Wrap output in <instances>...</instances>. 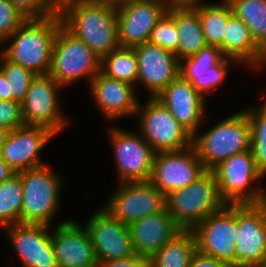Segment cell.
I'll return each mask as SVG.
<instances>
[{"instance_id": "6da1fadb", "label": "cell", "mask_w": 266, "mask_h": 267, "mask_svg": "<svg viewBox=\"0 0 266 267\" xmlns=\"http://www.w3.org/2000/svg\"><path fill=\"white\" fill-rule=\"evenodd\" d=\"M62 25L60 15L26 19L4 42L9 46L1 52L9 61L36 75L49 74L55 36ZM10 40V41H9Z\"/></svg>"}, {"instance_id": "7a4b0ae2", "label": "cell", "mask_w": 266, "mask_h": 267, "mask_svg": "<svg viewBox=\"0 0 266 267\" xmlns=\"http://www.w3.org/2000/svg\"><path fill=\"white\" fill-rule=\"evenodd\" d=\"M60 17L62 25L100 58L120 47L117 8L83 0Z\"/></svg>"}, {"instance_id": "3957f363", "label": "cell", "mask_w": 266, "mask_h": 267, "mask_svg": "<svg viewBox=\"0 0 266 267\" xmlns=\"http://www.w3.org/2000/svg\"><path fill=\"white\" fill-rule=\"evenodd\" d=\"M192 145L205 169L212 171L232 155L251 149V124L245 110L192 137Z\"/></svg>"}, {"instance_id": "277c9868", "label": "cell", "mask_w": 266, "mask_h": 267, "mask_svg": "<svg viewBox=\"0 0 266 267\" xmlns=\"http://www.w3.org/2000/svg\"><path fill=\"white\" fill-rule=\"evenodd\" d=\"M165 201L168 213L182 230H192L226 205L219 194L214 173L208 170L187 187L169 193Z\"/></svg>"}, {"instance_id": "5b68a950", "label": "cell", "mask_w": 266, "mask_h": 267, "mask_svg": "<svg viewBox=\"0 0 266 267\" xmlns=\"http://www.w3.org/2000/svg\"><path fill=\"white\" fill-rule=\"evenodd\" d=\"M212 172L226 204H259L266 201V191L256 185L264 175L257 168L251 149L232 155Z\"/></svg>"}, {"instance_id": "8992f818", "label": "cell", "mask_w": 266, "mask_h": 267, "mask_svg": "<svg viewBox=\"0 0 266 267\" xmlns=\"http://www.w3.org/2000/svg\"><path fill=\"white\" fill-rule=\"evenodd\" d=\"M49 167L43 165L17 173L23 186L21 223L49 226L58 212L62 180Z\"/></svg>"}, {"instance_id": "52a82bcc", "label": "cell", "mask_w": 266, "mask_h": 267, "mask_svg": "<svg viewBox=\"0 0 266 267\" xmlns=\"http://www.w3.org/2000/svg\"><path fill=\"white\" fill-rule=\"evenodd\" d=\"M101 58L63 25L55 36L49 75L63 88L78 79L91 80L100 72Z\"/></svg>"}, {"instance_id": "ba28073f", "label": "cell", "mask_w": 266, "mask_h": 267, "mask_svg": "<svg viewBox=\"0 0 266 267\" xmlns=\"http://www.w3.org/2000/svg\"><path fill=\"white\" fill-rule=\"evenodd\" d=\"M192 232L198 251L224 261L231 267L236 266L238 204H226L196 225Z\"/></svg>"}, {"instance_id": "9c48e42d", "label": "cell", "mask_w": 266, "mask_h": 267, "mask_svg": "<svg viewBox=\"0 0 266 267\" xmlns=\"http://www.w3.org/2000/svg\"><path fill=\"white\" fill-rule=\"evenodd\" d=\"M141 135L155 152L177 151L192 146V135L172 116L155 97L142 105L139 102Z\"/></svg>"}, {"instance_id": "30bf717a", "label": "cell", "mask_w": 266, "mask_h": 267, "mask_svg": "<svg viewBox=\"0 0 266 267\" xmlns=\"http://www.w3.org/2000/svg\"><path fill=\"white\" fill-rule=\"evenodd\" d=\"M107 200L103 209L126 225L166 208L165 195L150 181L122 182Z\"/></svg>"}, {"instance_id": "8fae6325", "label": "cell", "mask_w": 266, "mask_h": 267, "mask_svg": "<svg viewBox=\"0 0 266 267\" xmlns=\"http://www.w3.org/2000/svg\"><path fill=\"white\" fill-rule=\"evenodd\" d=\"M108 132L119 182L149 181L156 152L144 140L140 131L137 134L112 127Z\"/></svg>"}, {"instance_id": "7c38bea8", "label": "cell", "mask_w": 266, "mask_h": 267, "mask_svg": "<svg viewBox=\"0 0 266 267\" xmlns=\"http://www.w3.org/2000/svg\"><path fill=\"white\" fill-rule=\"evenodd\" d=\"M60 88L62 86L49 74L35 76L21 103L25 125L43 126L56 135L67 126L68 120L58 103Z\"/></svg>"}, {"instance_id": "4fadbf2b", "label": "cell", "mask_w": 266, "mask_h": 267, "mask_svg": "<svg viewBox=\"0 0 266 267\" xmlns=\"http://www.w3.org/2000/svg\"><path fill=\"white\" fill-rule=\"evenodd\" d=\"M206 171L192 145L177 151L156 152L149 181L167 196L187 187Z\"/></svg>"}, {"instance_id": "5bb4252c", "label": "cell", "mask_w": 266, "mask_h": 267, "mask_svg": "<svg viewBox=\"0 0 266 267\" xmlns=\"http://www.w3.org/2000/svg\"><path fill=\"white\" fill-rule=\"evenodd\" d=\"M236 266L256 267L266 257V201L238 204Z\"/></svg>"}, {"instance_id": "9a60e30c", "label": "cell", "mask_w": 266, "mask_h": 267, "mask_svg": "<svg viewBox=\"0 0 266 267\" xmlns=\"http://www.w3.org/2000/svg\"><path fill=\"white\" fill-rule=\"evenodd\" d=\"M90 217L85 228L91 238L98 265L135 255L128 225L121 223L102 208Z\"/></svg>"}, {"instance_id": "2e32d148", "label": "cell", "mask_w": 266, "mask_h": 267, "mask_svg": "<svg viewBox=\"0 0 266 267\" xmlns=\"http://www.w3.org/2000/svg\"><path fill=\"white\" fill-rule=\"evenodd\" d=\"M168 8L163 0H135L118 7L120 47L133 48L148 42L151 31Z\"/></svg>"}, {"instance_id": "e0dca14e", "label": "cell", "mask_w": 266, "mask_h": 267, "mask_svg": "<svg viewBox=\"0 0 266 267\" xmlns=\"http://www.w3.org/2000/svg\"><path fill=\"white\" fill-rule=\"evenodd\" d=\"M56 134L43 126L24 125L9 131L0 157L16 172L45 165L41 150Z\"/></svg>"}, {"instance_id": "ac0fdd59", "label": "cell", "mask_w": 266, "mask_h": 267, "mask_svg": "<svg viewBox=\"0 0 266 267\" xmlns=\"http://www.w3.org/2000/svg\"><path fill=\"white\" fill-rule=\"evenodd\" d=\"M133 48L138 61V84L144 85L150 97L157 96L180 75V60L174 52L149 42Z\"/></svg>"}, {"instance_id": "d6986e66", "label": "cell", "mask_w": 266, "mask_h": 267, "mask_svg": "<svg viewBox=\"0 0 266 267\" xmlns=\"http://www.w3.org/2000/svg\"><path fill=\"white\" fill-rule=\"evenodd\" d=\"M4 228L23 267H58L50 226L18 223Z\"/></svg>"}, {"instance_id": "ffe728a7", "label": "cell", "mask_w": 266, "mask_h": 267, "mask_svg": "<svg viewBox=\"0 0 266 267\" xmlns=\"http://www.w3.org/2000/svg\"><path fill=\"white\" fill-rule=\"evenodd\" d=\"M155 98L192 136L199 131L206 114V101L189 81L179 75Z\"/></svg>"}, {"instance_id": "44dd1931", "label": "cell", "mask_w": 266, "mask_h": 267, "mask_svg": "<svg viewBox=\"0 0 266 267\" xmlns=\"http://www.w3.org/2000/svg\"><path fill=\"white\" fill-rule=\"evenodd\" d=\"M230 62L239 64L234 59L224 57L220 48L207 46L180 61V75L204 97L224 84Z\"/></svg>"}, {"instance_id": "7402d4cb", "label": "cell", "mask_w": 266, "mask_h": 267, "mask_svg": "<svg viewBox=\"0 0 266 267\" xmlns=\"http://www.w3.org/2000/svg\"><path fill=\"white\" fill-rule=\"evenodd\" d=\"M51 241L58 267H98L89 233L77 221L59 223Z\"/></svg>"}, {"instance_id": "603a6c76", "label": "cell", "mask_w": 266, "mask_h": 267, "mask_svg": "<svg viewBox=\"0 0 266 267\" xmlns=\"http://www.w3.org/2000/svg\"><path fill=\"white\" fill-rule=\"evenodd\" d=\"M91 95L106 121L136 116L139 100L134 85L110 78L101 71L90 82ZM115 119V120H114Z\"/></svg>"}, {"instance_id": "cb8c5ba5", "label": "cell", "mask_w": 266, "mask_h": 267, "mask_svg": "<svg viewBox=\"0 0 266 267\" xmlns=\"http://www.w3.org/2000/svg\"><path fill=\"white\" fill-rule=\"evenodd\" d=\"M134 253L151 258L182 229L165 208L128 225Z\"/></svg>"}, {"instance_id": "d4e9b609", "label": "cell", "mask_w": 266, "mask_h": 267, "mask_svg": "<svg viewBox=\"0 0 266 267\" xmlns=\"http://www.w3.org/2000/svg\"><path fill=\"white\" fill-rule=\"evenodd\" d=\"M223 56L251 69H260L263 49L255 42L250 29L234 13L229 17L223 39Z\"/></svg>"}, {"instance_id": "484cf974", "label": "cell", "mask_w": 266, "mask_h": 267, "mask_svg": "<svg viewBox=\"0 0 266 267\" xmlns=\"http://www.w3.org/2000/svg\"><path fill=\"white\" fill-rule=\"evenodd\" d=\"M174 23L178 37V59L197 54L208 46L199 13L192 7H174Z\"/></svg>"}, {"instance_id": "4316f807", "label": "cell", "mask_w": 266, "mask_h": 267, "mask_svg": "<svg viewBox=\"0 0 266 267\" xmlns=\"http://www.w3.org/2000/svg\"><path fill=\"white\" fill-rule=\"evenodd\" d=\"M200 16V22L208 46L220 48L223 55V39L229 17L233 14L227 0L218 4L200 2L192 6Z\"/></svg>"}, {"instance_id": "83f0119b", "label": "cell", "mask_w": 266, "mask_h": 267, "mask_svg": "<svg viewBox=\"0 0 266 267\" xmlns=\"http://www.w3.org/2000/svg\"><path fill=\"white\" fill-rule=\"evenodd\" d=\"M196 250L192 230H181L150 258V267H189Z\"/></svg>"}, {"instance_id": "f1b7e54d", "label": "cell", "mask_w": 266, "mask_h": 267, "mask_svg": "<svg viewBox=\"0 0 266 267\" xmlns=\"http://www.w3.org/2000/svg\"><path fill=\"white\" fill-rule=\"evenodd\" d=\"M100 71L110 78L135 85L138 61L134 48L119 47L101 58Z\"/></svg>"}, {"instance_id": "f546056e", "label": "cell", "mask_w": 266, "mask_h": 267, "mask_svg": "<svg viewBox=\"0 0 266 267\" xmlns=\"http://www.w3.org/2000/svg\"><path fill=\"white\" fill-rule=\"evenodd\" d=\"M233 13L250 29L255 42L266 48V0H227Z\"/></svg>"}, {"instance_id": "4dcf8cb0", "label": "cell", "mask_w": 266, "mask_h": 267, "mask_svg": "<svg viewBox=\"0 0 266 267\" xmlns=\"http://www.w3.org/2000/svg\"><path fill=\"white\" fill-rule=\"evenodd\" d=\"M22 202V180L15 174L0 184V227L21 223Z\"/></svg>"}, {"instance_id": "1f68e13d", "label": "cell", "mask_w": 266, "mask_h": 267, "mask_svg": "<svg viewBox=\"0 0 266 267\" xmlns=\"http://www.w3.org/2000/svg\"><path fill=\"white\" fill-rule=\"evenodd\" d=\"M245 109L251 124V151L257 168L266 176V100L259 110Z\"/></svg>"}, {"instance_id": "d6a6232c", "label": "cell", "mask_w": 266, "mask_h": 267, "mask_svg": "<svg viewBox=\"0 0 266 267\" xmlns=\"http://www.w3.org/2000/svg\"><path fill=\"white\" fill-rule=\"evenodd\" d=\"M0 70L9 85V101L22 103L36 74L19 64L9 61L2 53L0 54Z\"/></svg>"}, {"instance_id": "836d02e7", "label": "cell", "mask_w": 266, "mask_h": 267, "mask_svg": "<svg viewBox=\"0 0 266 267\" xmlns=\"http://www.w3.org/2000/svg\"><path fill=\"white\" fill-rule=\"evenodd\" d=\"M149 43L170 50L178 57V37L174 23V7H169L167 13L151 31Z\"/></svg>"}, {"instance_id": "e575fe53", "label": "cell", "mask_w": 266, "mask_h": 267, "mask_svg": "<svg viewBox=\"0 0 266 267\" xmlns=\"http://www.w3.org/2000/svg\"><path fill=\"white\" fill-rule=\"evenodd\" d=\"M25 20L26 18L9 0H0V44H3Z\"/></svg>"}, {"instance_id": "d590c367", "label": "cell", "mask_w": 266, "mask_h": 267, "mask_svg": "<svg viewBox=\"0 0 266 267\" xmlns=\"http://www.w3.org/2000/svg\"><path fill=\"white\" fill-rule=\"evenodd\" d=\"M24 125L21 103L0 100V127L12 131Z\"/></svg>"}, {"instance_id": "8d00e7d4", "label": "cell", "mask_w": 266, "mask_h": 267, "mask_svg": "<svg viewBox=\"0 0 266 267\" xmlns=\"http://www.w3.org/2000/svg\"><path fill=\"white\" fill-rule=\"evenodd\" d=\"M9 1L26 19H39L56 15V13L47 5L46 0Z\"/></svg>"}, {"instance_id": "74e56055", "label": "cell", "mask_w": 266, "mask_h": 267, "mask_svg": "<svg viewBox=\"0 0 266 267\" xmlns=\"http://www.w3.org/2000/svg\"><path fill=\"white\" fill-rule=\"evenodd\" d=\"M98 267H150V258L135 254L124 259L101 262Z\"/></svg>"}, {"instance_id": "f35d334b", "label": "cell", "mask_w": 266, "mask_h": 267, "mask_svg": "<svg viewBox=\"0 0 266 267\" xmlns=\"http://www.w3.org/2000/svg\"><path fill=\"white\" fill-rule=\"evenodd\" d=\"M189 267H231L226 262L206 255L196 250L191 258Z\"/></svg>"}, {"instance_id": "ab89813d", "label": "cell", "mask_w": 266, "mask_h": 267, "mask_svg": "<svg viewBox=\"0 0 266 267\" xmlns=\"http://www.w3.org/2000/svg\"><path fill=\"white\" fill-rule=\"evenodd\" d=\"M83 0H46L47 5L58 15H61L70 6Z\"/></svg>"}, {"instance_id": "60d3db41", "label": "cell", "mask_w": 266, "mask_h": 267, "mask_svg": "<svg viewBox=\"0 0 266 267\" xmlns=\"http://www.w3.org/2000/svg\"><path fill=\"white\" fill-rule=\"evenodd\" d=\"M17 174L1 157H0V184L12 178Z\"/></svg>"}, {"instance_id": "b9f144b4", "label": "cell", "mask_w": 266, "mask_h": 267, "mask_svg": "<svg viewBox=\"0 0 266 267\" xmlns=\"http://www.w3.org/2000/svg\"><path fill=\"white\" fill-rule=\"evenodd\" d=\"M84 1L93 3V4L108 5L114 8H118L122 5L131 3L135 0H84Z\"/></svg>"}, {"instance_id": "7bdbcfd3", "label": "cell", "mask_w": 266, "mask_h": 267, "mask_svg": "<svg viewBox=\"0 0 266 267\" xmlns=\"http://www.w3.org/2000/svg\"><path fill=\"white\" fill-rule=\"evenodd\" d=\"M168 7H186L198 5L202 0H163Z\"/></svg>"}, {"instance_id": "ee69618b", "label": "cell", "mask_w": 266, "mask_h": 267, "mask_svg": "<svg viewBox=\"0 0 266 267\" xmlns=\"http://www.w3.org/2000/svg\"><path fill=\"white\" fill-rule=\"evenodd\" d=\"M0 100H9V85L4 76L3 72L0 70Z\"/></svg>"}, {"instance_id": "f6af8a7d", "label": "cell", "mask_w": 266, "mask_h": 267, "mask_svg": "<svg viewBox=\"0 0 266 267\" xmlns=\"http://www.w3.org/2000/svg\"><path fill=\"white\" fill-rule=\"evenodd\" d=\"M8 133L9 131L7 129L0 127V153Z\"/></svg>"}, {"instance_id": "bcb514c9", "label": "cell", "mask_w": 266, "mask_h": 267, "mask_svg": "<svg viewBox=\"0 0 266 267\" xmlns=\"http://www.w3.org/2000/svg\"><path fill=\"white\" fill-rule=\"evenodd\" d=\"M265 67L266 66V48L263 50V56H262V60H261V63H260V67L261 69H263L262 67Z\"/></svg>"}, {"instance_id": "7dc6e473", "label": "cell", "mask_w": 266, "mask_h": 267, "mask_svg": "<svg viewBox=\"0 0 266 267\" xmlns=\"http://www.w3.org/2000/svg\"><path fill=\"white\" fill-rule=\"evenodd\" d=\"M256 267H266V257Z\"/></svg>"}]
</instances>
